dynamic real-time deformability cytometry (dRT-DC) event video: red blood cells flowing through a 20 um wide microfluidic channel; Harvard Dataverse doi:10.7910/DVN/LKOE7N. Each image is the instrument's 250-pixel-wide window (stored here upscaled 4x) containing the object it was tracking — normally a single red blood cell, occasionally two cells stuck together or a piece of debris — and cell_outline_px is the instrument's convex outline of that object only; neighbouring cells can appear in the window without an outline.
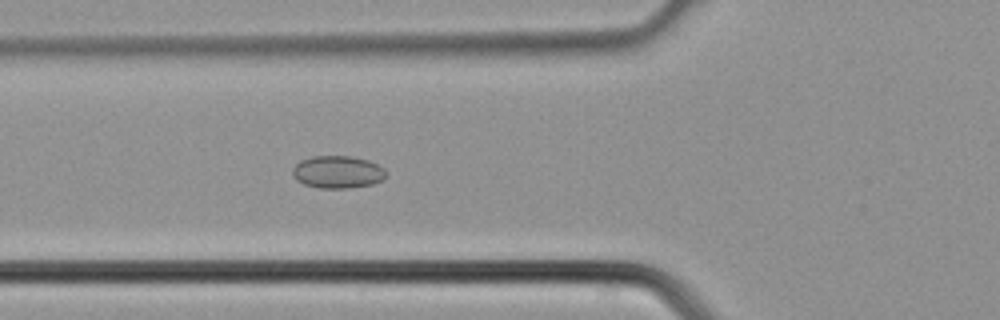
{"species": "common noctule bat (a hibernating species)", "species_latin": "Nyctalus noctula", "temperature_condition": "cold", "stored_images_in_passage": 40, "camera_frame_rate_fps": 3000, "um_per_image_px": 0.085, "animal": {"sex": "male", "body_mass_g": 21.5, "forearm_length_mm": 52.0}, "frame": {"image": 1, "passage_image": 15, "time_ms": 4.667, "image_size_px": [1000, 320], "cell_outline_px": [[388, 176], [384, 180], [372, 184], [348, 188], [320, 188], [304, 184], [296, 180], [292, 176], [292, 168], [300, 160], [312, 156], [352, 156], [368, 160], [384, 168], [388, 172]], "centroid_in_image_um": [28.72, 14.62], "position_along_channel_um": 97.1, "area_um2": 17.98}}
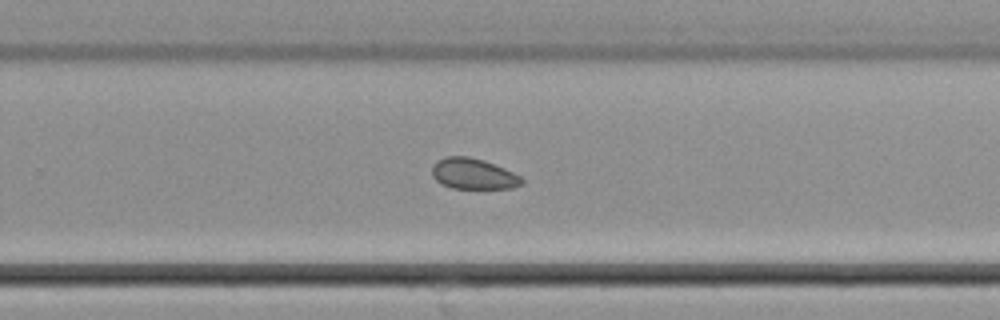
{"frame": {"image": 2, "passage_image": 26, "time_ms": 8.333, "image_size_px": [1000, 320], "cell_outline_px": [[524, 184], [512, 188], [452, 188], [440, 184], [432, 176], [432, 168], [436, 160], [444, 156], [468, 156], [484, 160], [504, 168], [520, 176], [524, 180]], "centroid_in_image_um": [40.21, 14.77], "position_along_channel_um": 289.6, "area_um2": 16.24}}
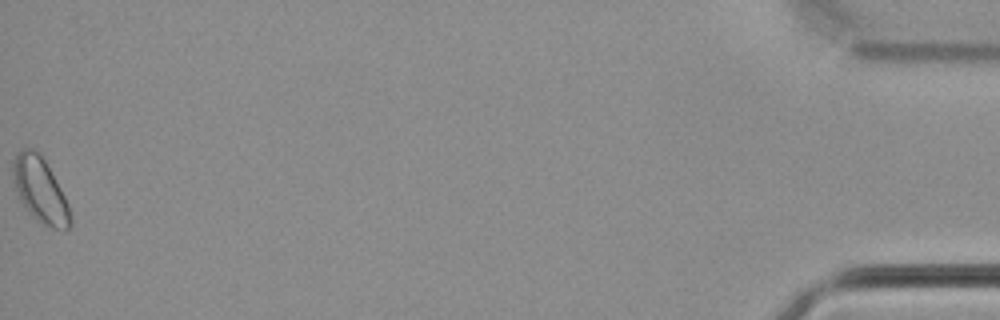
{"frame": {"image": 3, "passage_image": 40, "time_ms": 13.0, "image_size_px": [1000, 320], "cell_outline_px": [[72, 224], [68, 228], [52, 228], [40, 224], [28, 212], [20, 200], [12, 184], [12, 160], [16, 152], [20, 148], [32, 148], [44, 160], [60, 188], [68, 204], [72, 216]], "centroid_in_image_um": [3.36, 16.16], "position_along_channel_um": 431.8, "area_um2": 21.85}}